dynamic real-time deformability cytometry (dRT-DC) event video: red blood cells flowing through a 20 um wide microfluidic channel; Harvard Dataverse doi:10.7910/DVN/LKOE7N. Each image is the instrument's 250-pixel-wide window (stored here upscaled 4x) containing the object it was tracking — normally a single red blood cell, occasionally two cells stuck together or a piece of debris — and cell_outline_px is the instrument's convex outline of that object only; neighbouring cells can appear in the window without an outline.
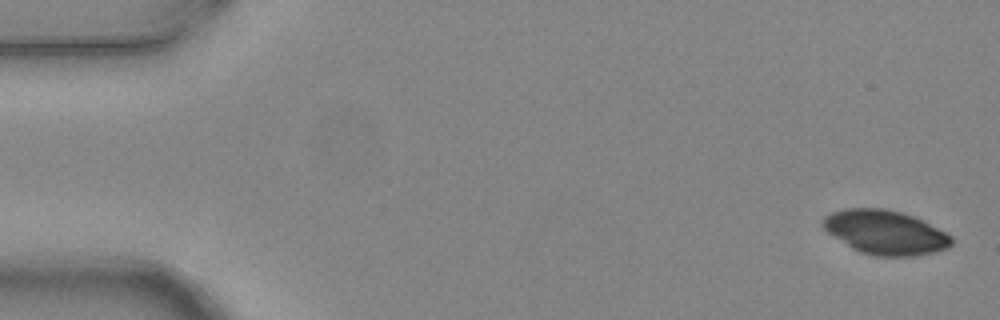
{"species": "common noctule bat (a hibernating species)", "species_latin": "Nyctalus noctula", "temperature_condition": "warm", "stored_images_in_passage": 5, "camera_frame_rate_fps": 3000, "um_per_image_px": 0.085, "animal": {"sex": "female", "body_mass_g": 24.6, "forearm_length_mm": 56.2}, "frame": {"image": 1, "passage_image": 1, "time_ms": 0.0, "image_size_px": [1000, 320], "cell_outline_px": [[952, 244], [948, 248], [932, 252], [912, 256], [876, 256], [860, 252], [852, 248], [828, 232], [820, 224], [824, 216], [832, 212], [844, 208], [884, 208], [900, 212], [912, 216], [952, 236]], "centroid_in_image_um": [75.21, 19.74], "position_along_channel_um": 9.8, "area_um2": 32.71}}